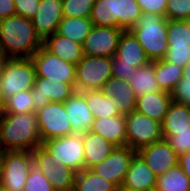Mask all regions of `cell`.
<instances>
[{
  "label": "cell",
  "instance_id": "cell-1",
  "mask_svg": "<svg viewBox=\"0 0 190 191\" xmlns=\"http://www.w3.org/2000/svg\"><path fill=\"white\" fill-rule=\"evenodd\" d=\"M36 113H0L2 151H30L42 145Z\"/></svg>",
  "mask_w": 190,
  "mask_h": 191
},
{
  "label": "cell",
  "instance_id": "cell-2",
  "mask_svg": "<svg viewBox=\"0 0 190 191\" xmlns=\"http://www.w3.org/2000/svg\"><path fill=\"white\" fill-rule=\"evenodd\" d=\"M42 46L32 20L13 15L0 21V48L7 58H31Z\"/></svg>",
  "mask_w": 190,
  "mask_h": 191
},
{
  "label": "cell",
  "instance_id": "cell-3",
  "mask_svg": "<svg viewBox=\"0 0 190 191\" xmlns=\"http://www.w3.org/2000/svg\"><path fill=\"white\" fill-rule=\"evenodd\" d=\"M167 25L166 17L155 13L142 12L129 29L150 61L162 60L167 52Z\"/></svg>",
  "mask_w": 190,
  "mask_h": 191
},
{
  "label": "cell",
  "instance_id": "cell-4",
  "mask_svg": "<svg viewBox=\"0 0 190 191\" xmlns=\"http://www.w3.org/2000/svg\"><path fill=\"white\" fill-rule=\"evenodd\" d=\"M36 70L31 58H8L0 74V90L4 100L20 91L31 90Z\"/></svg>",
  "mask_w": 190,
  "mask_h": 191
},
{
  "label": "cell",
  "instance_id": "cell-5",
  "mask_svg": "<svg viewBox=\"0 0 190 191\" xmlns=\"http://www.w3.org/2000/svg\"><path fill=\"white\" fill-rule=\"evenodd\" d=\"M112 58L84 55L76 64V91L100 89L112 77Z\"/></svg>",
  "mask_w": 190,
  "mask_h": 191
},
{
  "label": "cell",
  "instance_id": "cell-6",
  "mask_svg": "<svg viewBox=\"0 0 190 191\" xmlns=\"http://www.w3.org/2000/svg\"><path fill=\"white\" fill-rule=\"evenodd\" d=\"M33 164L47 177L55 191H73L76 172L48 152L43 146L32 151Z\"/></svg>",
  "mask_w": 190,
  "mask_h": 191
},
{
  "label": "cell",
  "instance_id": "cell-7",
  "mask_svg": "<svg viewBox=\"0 0 190 191\" xmlns=\"http://www.w3.org/2000/svg\"><path fill=\"white\" fill-rule=\"evenodd\" d=\"M126 146L138 151L140 148L163 139L161 123L147 115L133 111L125 115Z\"/></svg>",
  "mask_w": 190,
  "mask_h": 191
},
{
  "label": "cell",
  "instance_id": "cell-8",
  "mask_svg": "<svg viewBox=\"0 0 190 191\" xmlns=\"http://www.w3.org/2000/svg\"><path fill=\"white\" fill-rule=\"evenodd\" d=\"M33 165L30 151H3V171L0 183L7 191H24Z\"/></svg>",
  "mask_w": 190,
  "mask_h": 191
},
{
  "label": "cell",
  "instance_id": "cell-9",
  "mask_svg": "<svg viewBox=\"0 0 190 191\" xmlns=\"http://www.w3.org/2000/svg\"><path fill=\"white\" fill-rule=\"evenodd\" d=\"M42 145L63 165L75 172L85 169L82 133H73L43 142Z\"/></svg>",
  "mask_w": 190,
  "mask_h": 191
},
{
  "label": "cell",
  "instance_id": "cell-10",
  "mask_svg": "<svg viewBox=\"0 0 190 191\" xmlns=\"http://www.w3.org/2000/svg\"><path fill=\"white\" fill-rule=\"evenodd\" d=\"M36 116L42 142L73 134L63 103L51 102L36 111Z\"/></svg>",
  "mask_w": 190,
  "mask_h": 191
},
{
  "label": "cell",
  "instance_id": "cell-11",
  "mask_svg": "<svg viewBox=\"0 0 190 191\" xmlns=\"http://www.w3.org/2000/svg\"><path fill=\"white\" fill-rule=\"evenodd\" d=\"M36 77L52 79L68 84H75L76 65L68 63L47 51L43 46L31 57Z\"/></svg>",
  "mask_w": 190,
  "mask_h": 191
},
{
  "label": "cell",
  "instance_id": "cell-12",
  "mask_svg": "<svg viewBox=\"0 0 190 191\" xmlns=\"http://www.w3.org/2000/svg\"><path fill=\"white\" fill-rule=\"evenodd\" d=\"M136 153L137 151L129 146L115 147L105 160L94 165L90 170L113 182L117 187H121L131 160Z\"/></svg>",
  "mask_w": 190,
  "mask_h": 191
},
{
  "label": "cell",
  "instance_id": "cell-13",
  "mask_svg": "<svg viewBox=\"0 0 190 191\" xmlns=\"http://www.w3.org/2000/svg\"><path fill=\"white\" fill-rule=\"evenodd\" d=\"M123 31L122 28L93 25L82 44L84 55L112 58Z\"/></svg>",
  "mask_w": 190,
  "mask_h": 191
},
{
  "label": "cell",
  "instance_id": "cell-14",
  "mask_svg": "<svg viewBox=\"0 0 190 191\" xmlns=\"http://www.w3.org/2000/svg\"><path fill=\"white\" fill-rule=\"evenodd\" d=\"M32 90L35 113L51 102L64 103L75 91V84L36 77Z\"/></svg>",
  "mask_w": 190,
  "mask_h": 191
},
{
  "label": "cell",
  "instance_id": "cell-15",
  "mask_svg": "<svg viewBox=\"0 0 190 191\" xmlns=\"http://www.w3.org/2000/svg\"><path fill=\"white\" fill-rule=\"evenodd\" d=\"M137 153L144 159L156 177L178 166L179 156L165 139L144 146Z\"/></svg>",
  "mask_w": 190,
  "mask_h": 191
},
{
  "label": "cell",
  "instance_id": "cell-16",
  "mask_svg": "<svg viewBox=\"0 0 190 191\" xmlns=\"http://www.w3.org/2000/svg\"><path fill=\"white\" fill-rule=\"evenodd\" d=\"M62 19V0H40L32 23L37 35L44 41L47 37L57 32Z\"/></svg>",
  "mask_w": 190,
  "mask_h": 191
},
{
  "label": "cell",
  "instance_id": "cell-17",
  "mask_svg": "<svg viewBox=\"0 0 190 191\" xmlns=\"http://www.w3.org/2000/svg\"><path fill=\"white\" fill-rule=\"evenodd\" d=\"M144 49L129 30H124L120 35L115 56L112 57V65L134 66L135 68L147 64Z\"/></svg>",
  "mask_w": 190,
  "mask_h": 191
},
{
  "label": "cell",
  "instance_id": "cell-18",
  "mask_svg": "<svg viewBox=\"0 0 190 191\" xmlns=\"http://www.w3.org/2000/svg\"><path fill=\"white\" fill-rule=\"evenodd\" d=\"M100 91L110 100H114L120 114L126 115L135 111L137 96L129 81L112 76L102 85Z\"/></svg>",
  "mask_w": 190,
  "mask_h": 191
},
{
  "label": "cell",
  "instance_id": "cell-19",
  "mask_svg": "<svg viewBox=\"0 0 190 191\" xmlns=\"http://www.w3.org/2000/svg\"><path fill=\"white\" fill-rule=\"evenodd\" d=\"M156 178L144 159L136 153L131 160L121 187L132 191H155Z\"/></svg>",
  "mask_w": 190,
  "mask_h": 191
},
{
  "label": "cell",
  "instance_id": "cell-20",
  "mask_svg": "<svg viewBox=\"0 0 190 191\" xmlns=\"http://www.w3.org/2000/svg\"><path fill=\"white\" fill-rule=\"evenodd\" d=\"M63 104L69 116L73 133H85L90 131L94 117L88 108L83 93L75 91Z\"/></svg>",
  "mask_w": 190,
  "mask_h": 191
},
{
  "label": "cell",
  "instance_id": "cell-21",
  "mask_svg": "<svg viewBox=\"0 0 190 191\" xmlns=\"http://www.w3.org/2000/svg\"><path fill=\"white\" fill-rule=\"evenodd\" d=\"M91 132L100 135L116 147L126 146V118L116 115L106 118H94Z\"/></svg>",
  "mask_w": 190,
  "mask_h": 191
},
{
  "label": "cell",
  "instance_id": "cell-22",
  "mask_svg": "<svg viewBox=\"0 0 190 191\" xmlns=\"http://www.w3.org/2000/svg\"><path fill=\"white\" fill-rule=\"evenodd\" d=\"M172 101V94L163 90L147 93L136 99L135 111L162 123Z\"/></svg>",
  "mask_w": 190,
  "mask_h": 191
},
{
  "label": "cell",
  "instance_id": "cell-23",
  "mask_svg": "<svg viewBox=\"0 0 190 191\" xmlns=\"http://www.w3.org/2000/svg\"><path fill=\"white\" fill-rule=\"evenodd\" d=\"M43 47L60 59L76 65L83 57L82 44L54 33L43 41Z\"/></svg>",
  "mask_w": 190,
  "mask_h": 191
},
{
  "label": "cell",
  "instance_id": "cell-24",
  "mask_svg": "<svg viewBox=\"0 0 190 191\" xmlns=\"http://www.w3.org/2000/svg\"><path fill=\"white\" fill-rule=\"evenodd\" d=\"M85 169L105 160L116 147L100 135L91 131L82 133Z\"/></svg>",
  "mask_w": 190,
  "mask_h": 191
},
{
  "label": "cell",
  "instance_id": "cell-25",
  "mask_svg": "<svg viewBox=\"0 0 190 191\" xmlns=\"http://www.w3.org/2000/svg\"><path fill=\"white\" fill-rule=\"evenodd\" d=\"M190 128V106L171 102L167 113L161 123L163 139L174 135V131L188 130Z\"/></svg>",
  "mask_w": 190,
  "mask_h": 191
},
{
  "label": "cell",
  "instance_id": "cell-26",
  "mask_svg": "<svg viewBox=\"0 0 190 191\" xmlns=\"http://www.w3.org/2000/svg\"><path fill=\"white\" fill-rule=\"evenodd\" d=\"M129 84L137 98L147 93L162 91L155 79L154 61H149L147 64L138 67L132 73Z\"/></svg>",
  "mask_w": 190,
  "mask_h": 191
},
{
  "label": "cell",
  "instance_id": "cell-27",
  "mask_svg": "<svg viewBox=\"0 0 190 191\" xmlns=\"http://www.w3.org/2000/svg\"><path fill=\"white\" fill-rule=\"evenodd\" d=\"M155 79L161 90L172 93L183 78L184 68L166 62L163 59L154 61Z\"/></svg>",
  "mask_w": 190,
  "mask_h": 191
},
{
  "label": "cell",
  "instance_id": "cell-28",
  "mask_svg": "<svg viewBox=\"0 0 190 191\" xmlns=\"http://www.w3.org/2000/svg\"><path fill=\"white\" fill-rule=\"evenodd\" d=\"M93 27L90 18L63 17L57 28L59 35L83 44Z\"/></svg>",
  "mask_w": 190,
  "mask_h": 191
},
{
  "label": "cell",
  "instance_id": "cell-29",
  "mask_svg": "<svg viewBox=\"0 0 190 191\" xmlns=\"http://www.w3.org/2000/svg\"><path fill=\"white\" fill-rule=\"evenodd\" d=\"M85 96L88 108L94 118H106L120 115L114 100L102 94L100 89L86 90L82 92Z\"/></svg>",
  "mask_w": 190,
  "mask_h": 191
},
{
  "label": "cell",
  "instance_id": "cell-30",
  "mask_svg": "<svg viewBox=\"0 0 190 191\" xmlns=\"http://www.w3.org/2000/svg\"><path fill=\"white\" fill-rule=\"evenodd\" d=\"M114 27L129 30L142 14L136 0H113Z\"/></svg>",
  "mask_w": 190,
  "mask_h": 191
},
{
  "label": "cell",
  "instance_id": "cell-31",
  "mask_svg": "<svg viewBox=\"0 0 190 191\" xmlns=\"http://www.w3.org/2000/svg\"><path fill=\"white\" fill-rule=\"evenodd\" d=\"M117 186L90 169L76 172L73 191H117Z\"/></svg>",
  "mask_w": 190,
  "mask_h": 191
},
{
  "label": "cell",
  "instance_id": "cell-32",
  "mask_svg": "<svg viewBox=\"0 0 190 191\" xmlns=\"http://www.w3.org/2000/svg\"><path fill=\"white\" fill-rule=\"evenodd\" d=\"M155 191H190V180L178 165L156 178Z\"/></svg>",
  "mask_w": 190,
  "mask_h": 191
},
{
  "label": "cell",
  "instance_id": "cell-33",
  "mask_svg": "<svg viewBox=\"0 0 190 191\" xmlns=\"http://www.w3.org/2000/svg\"><path fill=\"white\" fill-rule=\"evenodd\" d=\"M2 113H35L32 90H25L8 97L4 102Z\"/></svg>",
  "mask_w": 190,
  "mask_h": 191
},
{
  "label": "cell",
  "instance_id": "cell-34",
  "mask_svg": "<svg viewBox=\"0 0 190 191\" xmlns=\"http://www.w3.org/2000/svg\"><path fill=\"white\" fill-rule=\"evenodd\" d=\"M168 46H190V24L184 20H168Z\"/></svg>",
  "mask_w": 190,
  "mask_h": 191
},
{
  "label": "cell",
  "instance_id": "cell-35",
  "mask_svg": "<svg viewBox=\"0 0 190 191\" xmlns=\"http://www.w3.org/2000/svg\"><path fill=\"white\" fill-rule=\"evenodd\" d=\"M90 20L96 26L114 27L113 0H95Z\"/></svg>",
  "mask_w": 190,
  "mask_h": 191
},
{
  "label": "cell",
  "instance_id": "cell-36",
  "mask_svg": "<svg viewBox=\"0 0 190 191\" xmlns=\"http://www.w3.org/2000/svg\"><path fill=\"white\" fill-rule=\"evenodd\" d=\"M95 0H62L63 17L90 18Z\"/></svg>",
  "mask_w": 190,
  "mask_h": 191
},
{
  "label": "cell",
  "instance_id": "cell-37",
  "mask_svg": "<svg viewBox=\"0 0 190 191\" xmlns=\"http://www.w3.org/2000/svg\"><path fill=\"white\" fill-rule=\"evenodd\" d=\"M24 191H55L47 177L34 164L28 174Z\"/></svg>",
  "mask_w": 190,
  "mask_h": 191
},
{
  "label": "cell",
  "instance_id": "cell-38",
  "mask_svg": "<svg viewBox=\"0 0 190 191\" xmlns=\"http://www.w3.org/2000/svg\"><path fill=\"white\" fill-rule=\"evenodd\" d=\"M165 17L167 20H184L190 17V0H167Z\"/></svg>",
  "mask_w": 190,
  "mask_h": 191
},
{
  "label": "cell",
  "instance_id": "cell-39",
  "mask_svg": "<svg viewBox=\"0 0 190 191\" xmlns=\"http://www.w3.org/2000/svg\"><path fill=\"white\" fill-rule=\"evenodd\" d=\"M171 94L173 102L190 106V62L184 69L183 78Z\"/></svg>",
  "mask_w": 190,
  "mask_h": 191
},
{
  "label": "cell",
  "instance_id": "cell-40",
  "mask_svg": "<svg viewBox=\"0 0 190 191\" xmlns=\"http://www.w3.org/2000/svg\"><path fill=\"white\" fill-rule=\"evenodd\" d=\"M163 60L185 69L190 62V46H168Z\"/></svg>",
  "mask_w": 190,
  "mask_h": 191
},
{
  "label": "cell",
  "instance_id": "cell-41",
  "mask_svg": "<svg viewBox=\"0 0 190 191\" xmlns=\"http://www.w3.org/2000/svg\"><path fill=\"white\" fill-rule=\"evenodd\" d=\"M166 141L178 156L190 152V128L188 130L174 131V135L169 136Z\"/></svg>",
  "mask_w": 190,
  "mask_h": 191
},
{
  "label": "cell",
  "instance_id": "cell-42",
  "mask_svg": "<svg viewBox=\"0 0 190 191\" xmlns=\"http://www.w3.org/2000/svg\"><path fill=\"white\" fill-rule=\"evenodd\" d=\"M16 15L32 20L38 10L40 0H14Z\"/></svg>",
  "mask_w": 190,
  "mask_h": 191
},
{
  "label": "cell",
  "instance_id": "cell-43",
  "mask_svg": "<svg viewBox=\"0 0 190 191\" xmlns=\"http://www.w3.org/2000/svg\"><path fill=\"white\" fill-rule=\"evenodd\" d=\"M144 13H155L165 17L167 0H136Z\"/></svg>",
  "mask_w": 190,
  "mask_h": 191
},
{
  "label": "cell",
  "instance_id": "cell-44",
  "mask_svg": "<svg viewBox=\"0 0 190 191\" xmlns=\"http://www.w3.org/2000/svg\"><path fill=\"white\" fill-rule=\"evenodd\" d=\"M112 76L129 81L132 73L137 69L134 66L112 65Z\"/></svg>",
  "mask_w": 190,
  "mask_h": 191
},
{
  "label": "cell",
  "instance_id": "cell-45",
  "mask_svg": "<svg viewBox=\"0 0 190 191\" xmlns=\"http://www.w3.org/2000/svg\"><path fill=\"white\" fill-rule=\"evenodd\" d=\"M16 15L14 0H0V21Z\"/></svg>",
  "mask_w": 190,
  "mask_h": 191
},
{
  "label": "cell",
  "instance_id": "cell-46",
  "mask_svg": "<svg viewBox=\"0 0 190 191\" xmlns=\"http://www.w3.org/2000/svg\"><path fill=\"white\" fill-rule=\"evenodd\" d=\"M178 165L182 168L184 174L190 180V152L179 156Z\"/></svg>",
  "mask_w": 190,
  "mask_h": 191
},
{
  "label": "cell",
  "instance_id": "cell-47",
  "mask_svg": "<svg viewBox=\"0 0 190 191\" xmlns=\"http://www.w3.org/2000/svg\"><path fill=\"white\" fill-rule=\"evenodd\" d=\"M7 59H8L7 56L0 48V74Z\"/></svg>",
  "mask_w": 190,
  "mask_h": 191
},
{
  "label": "cell",
  "instance_id": "cell-48",
  "mask_svg": "<svg viewBox=\"0 0 190 191\" xmlns=\"http://www.w3.org/2000/svg\"><path fill=\"white\" fill-rule=\"evenodd\" d=\"M2 171H3V151L0 152V181L2 177Z\"/></svg>",
  "mask_w": 190,
  "mask_h": 191
},
{
  "label": "cell",
  "instance_id": "cell-49",
  "mask_svg": "<svg viewBox=\"0 0 190 191\" xmlns=\"http://www.w3.org/2000/svg\"><path fill=\"white\" fill-rule=\"evenodd\" d=\"M4 102H5V100H4L2 93H1V90H0V113H2V111H3Z\"/></svg>",
  "mask_w": 190,
  "mask_h": 191
},
{
  "label": "cell",
  "instance_id": "cell-50",
  "mask_svg": "<svg viewBox=\"0 0 190 191\" xmlns=\"http://www.w3.org/2000/svg\"><path fill=\"white\" fill-rule=\"evenodd\" d=\"M117 191H132V190L126 189L124 187H118Z\"/></svg>",
  "mask_w": 190,
  "mask_h": 191
},
{
  "label": "cell",
  "instance_id": "cell-51",
  "mask_svg": "<svg viewBox=\"0 0 190 191\" xmlns=\"http://www.w3.org/2000/svg\"><path fill=\"white\" fill-rule=\"evenodd\" d=\"M0 191H7L1 183H0Z\"/></svg>",
  "mask_w": 190,
  "mask_h": 191
}]
</instances>
